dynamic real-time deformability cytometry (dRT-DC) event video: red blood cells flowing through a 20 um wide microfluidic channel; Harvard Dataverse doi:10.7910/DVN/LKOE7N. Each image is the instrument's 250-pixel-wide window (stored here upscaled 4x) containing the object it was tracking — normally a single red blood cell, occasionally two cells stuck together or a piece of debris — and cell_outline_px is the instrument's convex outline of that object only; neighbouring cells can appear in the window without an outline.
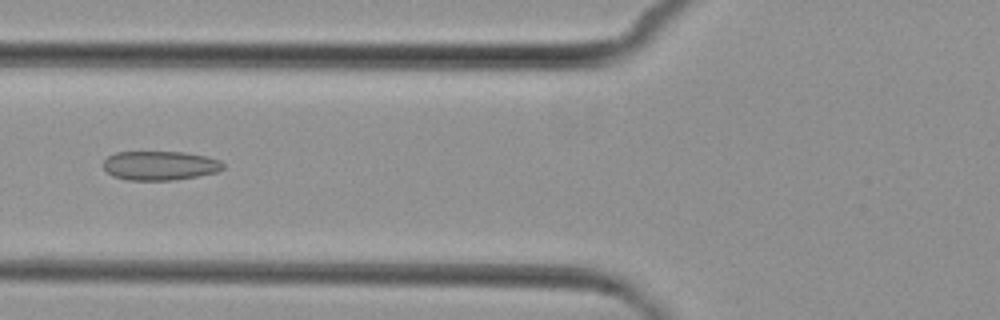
{"species": "common noctule bat (a hibernating species)", "species_latin": "Nyctalus noctula", "temperature_condition": "cold", "stored_images_in_passage": 3, "camera_frame_rate_fps": 3000, "um_per_image_px": 0.085, "animal": {"sex": "female", "body_mass_g": 29.2, "forearm_length_mm": 56.3}, "frame": {"image": 1, "passage_image": 2, "time_ms": 1.333, "image_size_px": [1000, 320], "cell_outline_px": [[224, 168], [216, 172], [196, 176], [172, 180], [128, 180], [112, 176], [104, 168], [104, 160], [108, 156], [116, 152], [184, 152], [204, 156], [220, 160], [224, 164]], "centroid_in_image_um": [13.58, 14.07], "position_along_channel_um": 112.2, "area_um2": 20.23}}
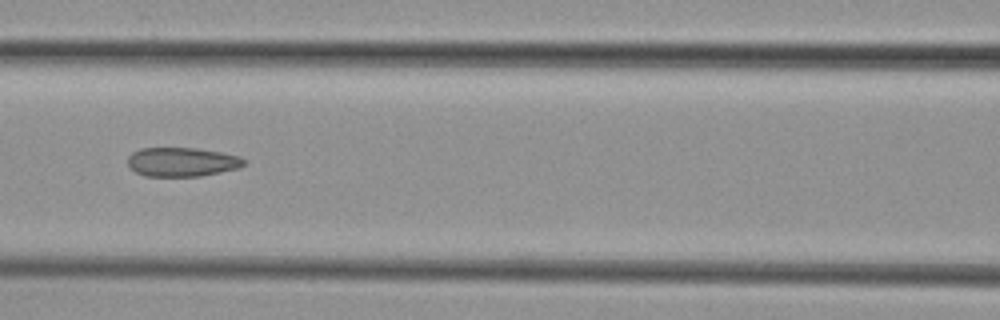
{"frame": {"image": 2, "passage_image": 3, "time_ms": 2.333, "image_size_px": [1000, 320], "cell_outline_px": [[244, 164], [240, 168], [200, 176], [144, 176], [136, 172], [128, 164], [128, 156], [132, 152], [140, 148], [196, 148], [220, 152], [236, 156], [244, 160]], "centroid_in_image_um": [15.43, 13.76], "position_along_channel_um": 151.2, "area_um2": 19.54}}